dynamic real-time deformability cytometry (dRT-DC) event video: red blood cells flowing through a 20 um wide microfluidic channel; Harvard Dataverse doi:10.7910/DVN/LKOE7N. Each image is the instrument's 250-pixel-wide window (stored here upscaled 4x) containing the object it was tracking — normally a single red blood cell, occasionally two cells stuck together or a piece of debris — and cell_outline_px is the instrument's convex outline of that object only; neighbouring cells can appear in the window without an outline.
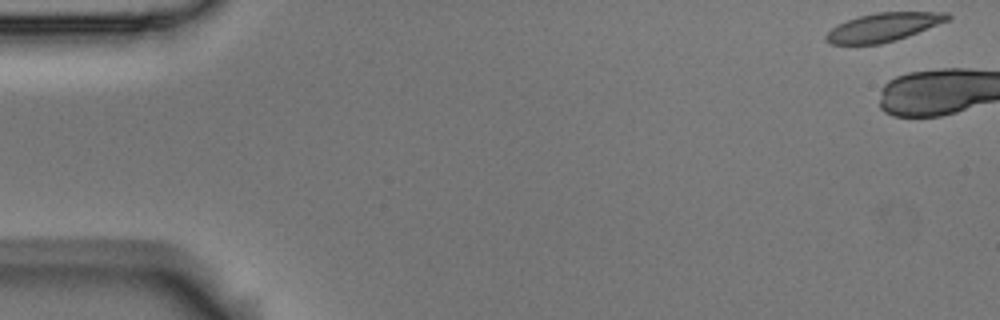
{"species": "Egyptian fruit bat (a non-hibernating species)", "species_latin": "Rousettus aegyptiacus", "temperature_condition": "room temperature", "stored_images_in_passage": 6, "camera_frame_rate_fps": 3000, "um_per_image_px": 0.085, "animal": {"sex": "male"}, "frame": {"image": 1, "passage_image": 1, "time_ms": 0.0, "image_size_px": [1000, 320], "cell_outline_px": [[952, 16], [948, 20], [908, 36], [896, 40], [880, 44], [832, 44], [824, 40], [824, 36], [836, 24], [860, 16], [876, 12], [948, 12]], "centroid_in_image_um": [75.07, 2.31], "position_along_channel_um": 9.9, "area_um2": 20.11}}